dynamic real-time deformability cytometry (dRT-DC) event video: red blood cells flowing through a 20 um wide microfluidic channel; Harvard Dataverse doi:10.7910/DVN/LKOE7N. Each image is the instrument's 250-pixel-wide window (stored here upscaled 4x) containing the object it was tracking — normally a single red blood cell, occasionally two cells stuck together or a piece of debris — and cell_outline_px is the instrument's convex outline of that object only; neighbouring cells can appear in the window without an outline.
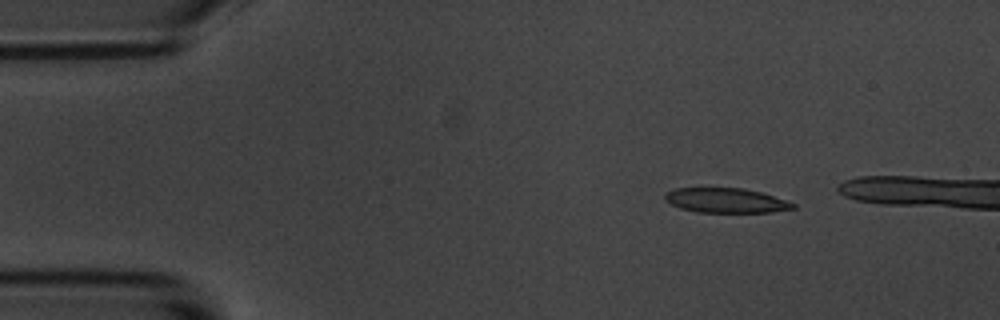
{"species": "common noctule bat (a hibernating species)", "species_latin": "Nyctalus noctula", "temperature_condition": "room temperature", "stored_images_in_passage": 11, "camera_frame_rate_fps": 3000, "um_per_image_px": 0.085, "animal": {"sex": "male", "body_mass_g": 20.1, "forearm_length_mm": 53.5}, "frame": {"image": 1, "passage_image": 1, "time_ms": 0.0, "image_size_px": [1000, 320], "cell_outline_px": [[796, 208], [772, 212], [696, 212], [680, 208], [672, 204], [664, 196], [668, 192], [676, 188], [744, 188], [760, 192], [796, 204]], "centroid_in_image_um": [61.72, 17.04], "position_along_channel_um": 23.3, "area_um2": 18.15}}
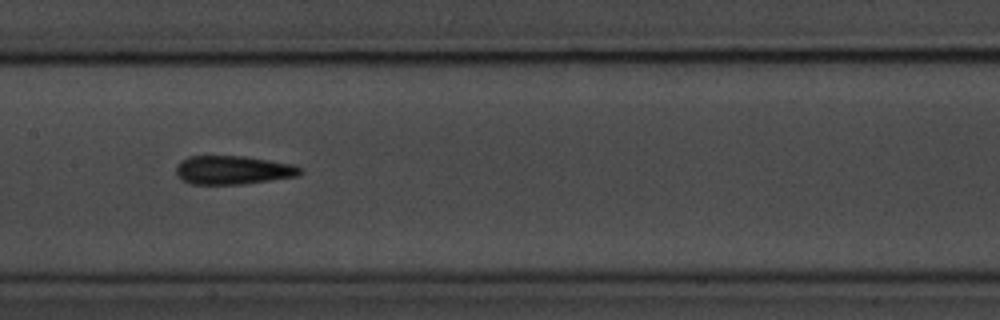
{"frame": {"image": 2, "passage_image": 7, "time_ms": 6.667, "image_size_px": [1000, 320], "cell_outline_px": [[304, 172], [300, 176], [244, 184], [192, 184], [180, 180], [176, 176], [176, 168], [188, 156], [244, 156], [292, 164], [304, 168]], "centroid_in_image_um": [19.86, 14.46], "position_along_channel_um": 187.5, "area_um2": 20.87}}